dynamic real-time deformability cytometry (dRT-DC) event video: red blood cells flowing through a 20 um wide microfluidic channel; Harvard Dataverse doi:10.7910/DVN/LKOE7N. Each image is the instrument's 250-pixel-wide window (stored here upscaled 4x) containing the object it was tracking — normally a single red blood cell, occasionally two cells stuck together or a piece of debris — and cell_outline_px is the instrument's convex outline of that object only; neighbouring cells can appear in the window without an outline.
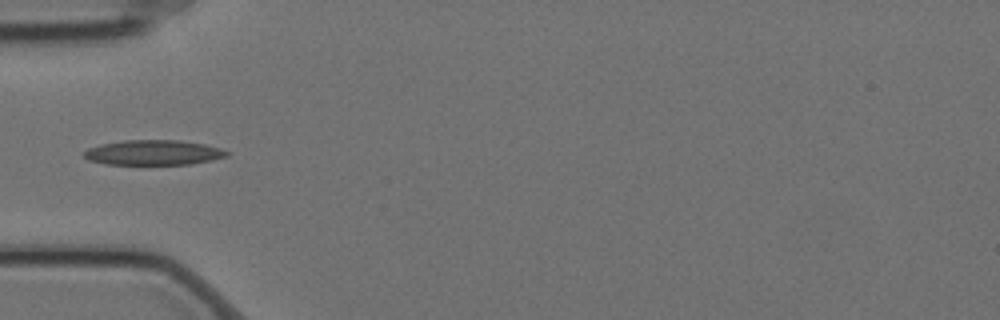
{"species": "Egyptian fruit bat (a non-hibernating species)", "species_latin": "Rousettus aegyptiacus", "temperature_condition": "cold", "stored_images_in_passage": 6, "camera_frame_rate_fps": 3000, "um_per_image_px": 0.085, "animal": {"sex": "female"}, "frame": {"image": 1, "passage_image": 5, "time_ms": 1.333, "image_size_px": [1000, 320], "cell_outline_px": [[228, 156], [212, 160], [188, 164], [104, 164], [88, 160], [84, 156], [84, 152], [88, 148], [100, 144], [124, 140], [180, 140], [204, 144], [220, 148], [228, 152]], "centroid_in_image_um": [13.02, 12.96], "position_along_channel_um": 72.0, "area_um2": 20.75}}
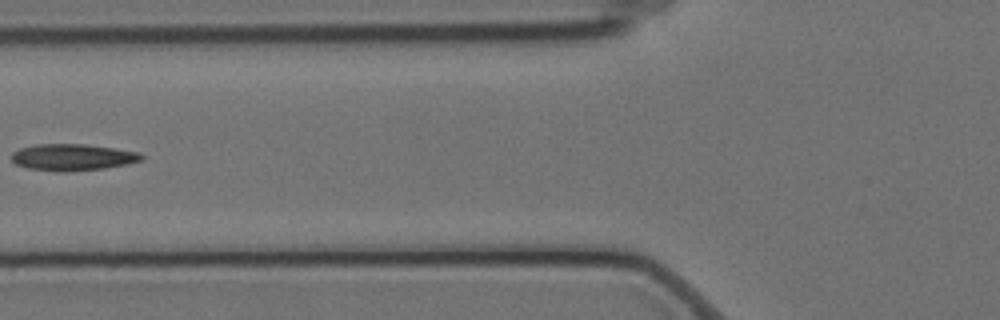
{"frame": {"image": 2, "passage_image": 6, "time_ms": 1.667, "image_size_px": [1000, 320], "cell_outline_px": [[144, 160], [128, 164], [104, 168], [64, 172], [60, 172], [28, 168], [16, 164], [12, 160], [12, 152], [20, 148], [36, 144], [88, 144], [140, 152], [144, 156]], "centroid_in_image_um": [6.2, 13.36], "position_along_channel_um": 119.6, "area_um2": 20.29}}